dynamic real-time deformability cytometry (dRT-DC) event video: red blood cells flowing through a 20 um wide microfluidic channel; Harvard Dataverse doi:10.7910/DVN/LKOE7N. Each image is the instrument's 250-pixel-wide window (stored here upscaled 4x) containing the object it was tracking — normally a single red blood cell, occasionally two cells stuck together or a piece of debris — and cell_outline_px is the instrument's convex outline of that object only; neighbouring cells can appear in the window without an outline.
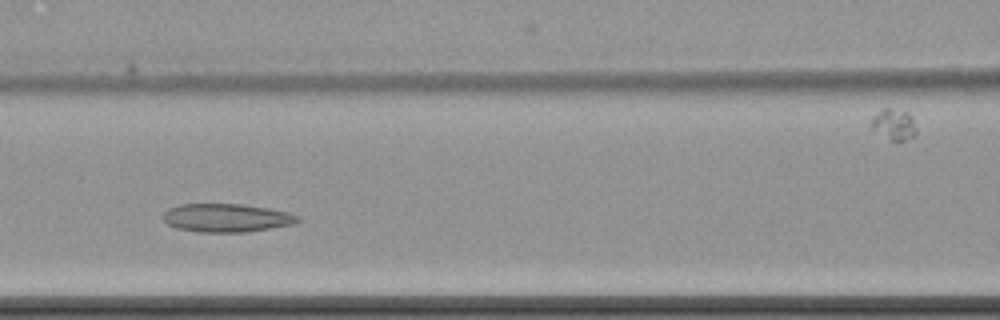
{"species": "common noctule bat (a hibernating species)", "species_latin": "Nyctalus noctula", "temperature_condition": "cold", "stored_images_in_passage": 8, "camera_frame_rate_fps": 3000, "um_per_image_px": 0.085, "animal": {"sex": "female", "body_mass_g": 22.7, "forearm_length_mm": 54.2}, "frame": {"image": 1, "passage_image": 4, "time_ms": 3.667, "image_size_px": [1000, 320], "cell_outline_px": [[300, 220], [292, 224], [244, 232], [196, 232], [176, 228], [168, 224], [164, 220], [164, 212], [168, 208], [180, 204], [240, 204], [268, 208], [288, 212], [300, 216]], "centroid_in_image_um": [19.23, 18.51], "position_along_channel_um": 147.4, "area_um2": 22.14}}